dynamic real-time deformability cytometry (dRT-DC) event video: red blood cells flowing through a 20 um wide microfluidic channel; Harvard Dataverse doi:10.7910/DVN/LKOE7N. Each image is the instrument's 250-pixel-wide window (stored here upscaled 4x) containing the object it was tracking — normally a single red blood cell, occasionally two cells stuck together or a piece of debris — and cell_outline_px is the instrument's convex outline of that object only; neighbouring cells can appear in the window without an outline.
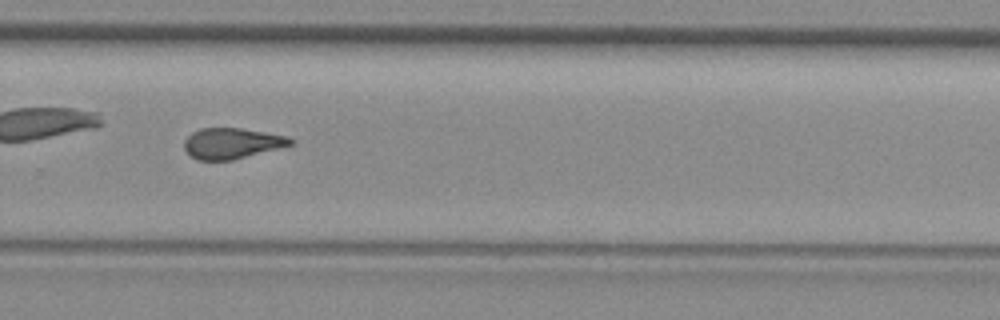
{"species": "common noctule bat (a hibernating species)", "species_latin": "Nyctalus noctula", "temperature_condition": "room temperature", "stored_images_in_passage": 28, "camera_frame_rate_fps": 3000, "um_per_image_px": 0.085, "animal": {"sex": "female", "body_mass_g": 29.2, "forearm_length_mm": 56.3}, "frame": {"image": 1, "passage_image": 23, "time_ms": 7.333, "image_size_px": [1000, 320], "cell_outline_px": [[296, 140], [292, 144], [232, 160], [196, 160], [184, 148], [184, 140], [192, 132], [200, 128], [240, 128], [288, 136]], "centroid_in_image_um": [19.69, 12.17], "position_along_channel_um": 310.1, "area_um2": 18.84}}